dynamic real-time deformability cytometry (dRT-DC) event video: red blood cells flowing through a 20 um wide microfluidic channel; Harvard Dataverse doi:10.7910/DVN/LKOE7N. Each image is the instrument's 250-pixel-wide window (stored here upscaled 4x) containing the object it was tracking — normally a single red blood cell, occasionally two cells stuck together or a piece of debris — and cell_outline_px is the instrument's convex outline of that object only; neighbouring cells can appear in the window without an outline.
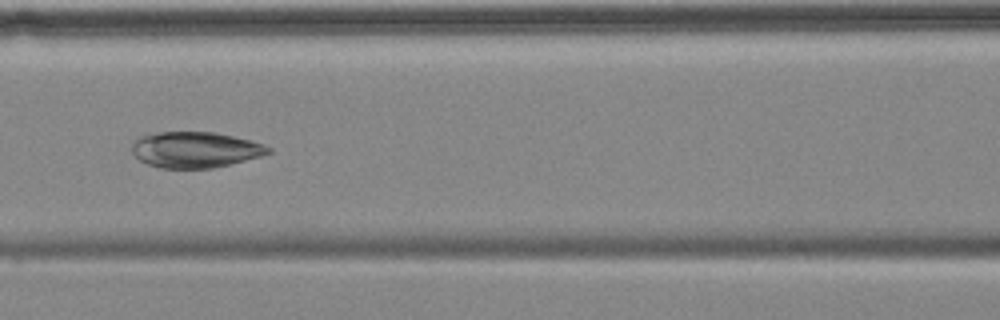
{"species": "common noctule bat (a hibernating species)", "species_latin": "Nyctalus noctula", "temperature_condition": "cold", "stored_images_in_passage": 6, "camera_frame_rate_fps": 3000, "um_per_image_px": 0.085, "animal": {"sex": "female", "body_mass_g": 18.4}, "frame": {"image": 1, "passage_image": 6, "time_ms": 5.667, "image_size_px": [1000, 320], "cell_outline_px": [[272, 152], [260, 156], [212, 168], [160, 168], [148, 164], [140, 160], [132, 152], [132, 144], [140, 136], [160, 132], [216, 132], [264, 144], [272, 148]], "centroid_in_image_um": [16.59, 12.72], "position_along_channel_um": 150.0, "area_um2": 28.26}}